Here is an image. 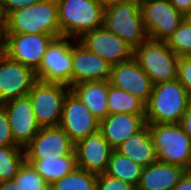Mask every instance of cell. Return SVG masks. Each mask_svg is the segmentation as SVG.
Segmentation results:
<instances>
[{"label":"cell","instance_id":"obj_38","mask_svg":"<svg viewBox=\"0 0 191 190\" xmlns=\"http://www.w3.org/2000/svg\"><path fill=\"white\" fill-rule=\"evenodd\" d=\"M98 1L104 6V8H107L109 6L120 4L130 0H98Z\"/></svg>","mask_w":191,"mask_h":190},{"label":"cell","instance_id":"obj_41","mask_svg":"<svg viewBox=\"0 0 191 190\" xmlns=\"http://www.w3.org/2000/svg\"><path fill=\"white\" fill-rule=\"evenodd\" d=\"M185 18H186V19L189 21V23L191 24V14H188Z\"/></svg>","mask_w":191,"mask_h":190},{"label":"cell","instance_id":"obj_12","mask_svg":"<svg viewBox=\"0 0 191 190\" xmlns=\"http://www.w3.org/2000/svg\"><path fill=\"white\" fill-rule=\"evenodd\" d=\"M37 81L35 71L7 57H0V105L27 96Z\"/></svg>","mask_w":191,"mask_h":190},{"label":"cell","instance_id":"obj_3","mask_svg":"<svg viewBox=\"0 0 191 190\" xmlns=\"http://www.w3.org/2000/svg\"><path fill=\"white\" fill-rule=\"evenodd\" d=\"M61 37L78 39L103 27L104 6L98 0H57Z\"/></svg>","mask_w":191,"mask_h":190},{"label":"cell","instance_id":"obj_26","mask_svg":"<svg viewBox=\"0 0 191 190\" xmlns=\"http://www.w3.org/2000/svg\"><path fill=\"white\" fill-rule=\"evenodd\" d=\"M25 161V151L20 146H0V183L13 180Z\"/></svg>","mask_w":191,"mask_h":190},{"label":"cell","instance_id":"obj_25","mask_svg":"<svg viewBox=\"0 0 191 190\" xmlns=\"http://www.w3.org/2000/svg\"><path fill=\"white\" fill-rule=\"evenodd\" d=\"M142 170L143 167L140 164L113 150L105 173L137 188Z\"/></svg>","mask_w":191,"mask_h":190},{"label":"cell","instance_id":"obj_24","mask_svg":"<svg viewBox=\"0 0 191 190\" xmlns=\"http://www.w3.org/2000/svg\"><path fill=\"white\" fill-rule=\"evenodd\" d=\"M107 107L109 114H146V104L141 99L121 88L113 87L109 81Z\"/></svg>","mask_w":191,"mask_h":190},{"label":"cell","instance_id":"obj_1","mask_svg":"<svg viewBox=\"0 0 191 190\" xmlns=\"http://www.w3.org/2000/svg\"><path fill=\"white\" fill-rule=\"evenodd\" d=\"M4 33L49 34L61 37L57 0H40L34 5L7 13Z\"/></svg>","mask_w":191,"mask_h":190},{"label":"cell","instance_id":"obj_7","mask_svg":"<svg viewBox=\"0 0 191 190\" xmlns=\"http://www.w3.org/2000/svg\"><path fill=\"white\" fill-rule=\"evenodd\" d=\"M70 87L62 83L37 80L28 96L31 99L33 112L38 125L57 127L62 118L63 103Z\"/></svg>","mask_w":191,"mask_h":190},{"label":"cell","instance_id":"obj_19","mask_svg":"<svg viewBox=\"0 0 191 190\" xmlns=\"http://www.w3.org/2000/svg\"><path fill=\"white\" fill-rule=\"evenodd\" d=\"M146 114H108L100 120L99 132L115 150L145 124Z\"/></svg>","mask_w":191,"mask_h":190},{"label":"cell","instance_id":"obj_28","mask_svg":"<svg viewBox=\"0 0 191 190\" xmlns=\"http://www.w3.org/2000/svg\"><path fill=\"white\" fill-rule=\"evenodd\" d=\"M165 42L179 57L191 56V24L189 21L185 18Z\"/></svg>","mask_w":191,"mask_h":190},{"label":"cell","instance_id":"obj_29","mask_svg":"<svg viewBox=\"0 0 191 190\" xmlns=\"http://www.w3.org/2000/svg\"><path fill=\"white\" fill-rule=\"evenodd\" d=\"M13 180L19 184L20 190H49L50 187L34 167L26 161Z\"/></svg>","mask_w":191,"mask_h":190},{"label":"cell","instance_id":"obj_21","mask_svg":"<svg viewBox=\"0 0 191 190\" xmlns=\"http://www.w3.org/2000/svg\"><path fill=\"white\" fill-rule=\"evenodd\" d=\"M115 150L142 167H147L158 161L148 123Z\"/></svg>","mask_w":191,"mask_h":190},{"label":"cell","instance_id":"obj_27","mask_svg":"<svg viewBox=\"0 0 191 190\" xmlns=\"http://www.w3.org/2000/svg\"><path fill=\"white\" fill-rule=\"evenodd\" d=\"M49 190H96V174L76 168L72 173L52 183Z\"/></svg>","mask_w":191,"mask_h":190},{"label":"cell","instance_id":"obj_22","mask_svg":"<svg viewBox=\"0 0 191 190\" xmlns=\"http://www.w3.org/2000/svg\"><path fill=\"white\" fill-rule=\"evenodd\" d=\"M70 90L99 121L109 114L107 107L108 81L78 83L71 86Z\"/></svg>","mask_w":191,"mask_h":190},{"label":"cell","instance_id":"obj_40","mask_svg":"<svg viewBox=\"0 0 191 190\" xmlns=\"http://www.w3.org/2000/svg\"><path fill=\"white\" fill-rule=\"evenodd\" d=\"M3 54V43H0V57L2 56Z\"/></svg>","mask_w":191,"mask_h":190},{"label":"cell","instance_id":"obj_31","mask_svg":"<svg viewBox=\"0 0 191 190\" xmlns=\"http://www.w3.org/2000/svg\"><path fill=\"white\" fill-rule=\"evenodd\" d=\"M177 79L184 86L189 99H191V56L179 58Z\"/></svg>","mask_w":191,"mask_h":190},{"label":"cell","instance_id":"obj_36","mask_svg":"<svg viewBox=\"0 0 191 190\" xmlns=\"http://www.w3.org/2000/svg\"><path fill=\"white\" fill-rule=\"evenodd\" d=\"M173 190H191V171H186Z\"/></svg>","mask_w":191,"mask_h":190},{"label":"cell","instance_id":"obj_30","mask_svg":"<svg viewBox=\"0 0 191 190\" xmlns=\"http://www.w3.org/2000/svg\"><path fill=\"white\" fill-rule=\"evenodd\" d=\"M96 190H137V188L104 172L96 174Z\"/></svg>","mask_w":191,"mask_h":190},{"label":"cell","instance_id":"obj_39","mask_svg":"<svg viewBox=\"0 0 191 190\" xmlns=\"http://www.w3.org/2000/svg\"><path fill=\"white\" fill-rule=\"evenodd\" d=\"M3 39H4V20L0 10V43H3Z\"/></svg>","mask_w":191,"mask_h":190},{"label":"cell","instance_id":"obj_16","mask_svg":"<svg viewBox=\"0 0 191 190\" xmlns=\"http://www.w3.org/2000/svg\"><path fill=\"white\" fill-rule=\"evenodd\" d=\"M109 83L113 87L121 88L138 97L145 104L148 102L153 90L150 77L133 57L111 67Z\"/></svg>","mask_w":191,"mask_h":190},{"label":"cell","instance_id":"obj_34","mask_svg":"<svg viewBox=\"0 0 191 190\" xmlns=\"http://www.w3.org/2000/svg\"><path fill=\"white\" fill-rule=\"evenodd\" d=\"M180 125L182 126L184 132L191 139V99H189L186 111L181 119Z\"/></svg>","mask_w":191,"mask_h":190},{"label":"cell","instance_id":"obj_17","mask_svg":"<svg viewBox=\"0 0 191 190\" xmlns=\"http://www.w3.org/2000/svg\"><path fill=\"white\" fill-rule=\"evenodd\" d=\"M71 57L72 86L83 82L109 81L112 65L88 51L77 40L71 46Z\"/></svg>","mask_w":191,"mask_h":190},{"label":"cell","instance_id":"obj_5","mask_svg":"<svg viewBox=\"0 0 191 190\" xmlns=\"http://www.w3.org/2000/svg\"><path fill=\"white\" fill-rule=\"evenodd\" d=\"M103 27L123 39L133 50L149 38L142 19L140 0L105 8Z\"/></svg>","mask_w":191,"mask_h":190},{"label":"cell","instance_id":"obj_15","mask_svg":"<svg viewBox=\"0 0 191 190\" xmlns=\"http://www.w3.org/2000/svg\"><path fill=\"white\" fill-rule=\"evenodd\" d=\"M8 115L14 143L25 148L40 131L30 97L23 96L1 105Z\"/></svg>","mask_w":191,"mask_h":190},{"label":"cell","instance_id":"obj_13","mask_svg":"<svg viewBox=\"0 0 191 190\" xmlns=\"http://www.w3.org/2000/svg\"><path fill=\"white\" fill-rule=\"evenodd\" d=\"M77 41L112 66L133 57V49L123 39L104 27L85 32Z\"/></svg>","mask_w":191,"mask_h":190},{"label":"cell","instance_id":"obj_10","mask_svg":"<svg viewBox=\"0 0 191 190\" xmlns=\"http://www.w3.org/2000/svg\"><path fill=\"white\" fill-rule=\"evenodd\" d=\"M54 39L49 34L4 33L3 53L35 71Z\"/></svg>","mask_w":191,"mask_h":190},{"label":"cell","instance_id":"obj_37","mask_svg":"<svg viewBox=\"0 0 191 190\" xmlns=\"http://www.w3.org/2000/svg\"><path fill=\"white\" fill-rule=\"evenodd\" d=\"M0 190H20V188L14 180H9L0 183Z\"/></svg>","mask_w":191,"mask_h":190},{"label":"cell","instance_id":"obj_33","mask_svg":"<svg viewBox=\"0 0 191 190\" xmlns=\"http://www.w3.org/2000/svg\"><path fill=\"white\" fill-rule=\"evenodd\" d=\"M39 1L40 0H0V10L4 17L11 11L34 5Z\"/></svg>","mask_w":191,"mask_h":190},{"label":"cell","instance_id":"obj_8","mask_svg":"<svg viewBox=\"0 0 191 190\" xmlns=\"http://www.w3.org/2000/svg\"><path fill=\"white\" fill-rule=\"evenodd\" d=\"M75 40L60 37L51 42L35 70L37 80L72 86L71 46Z\"/></svg>","mask_w":191,"mask_h":190},{"label":"cell","instance_id":"obj_14","mask_svg":"<svg viewBox=\"0 0 191 190\" xmlns=\"http://www.w3.org/2000/svg\"><path fill=\"white\" fill-rule=\"evenodd\" d=\"M75 144L60 127H42L24 148L25 159H56L76 155Z\"/></svg>","mask_w":191,"mask_h":190},{"label":"cell","instance_id":"obj_32","mask_svg":"<svg viewBox=\"0 0 191 190\" xmlns=\"http://www.w3.org/2000/svg\"><path fill=\"white\" fill-rule=\"evenodd\" d=\"M16 145L6 110L0 105V146Z\"/></svg>","mask_w":191,"mask_h":190},{"label":"cell","instance_id":"obj_20","mask_svg":"<svg viewBox=\"0 0 191 190\" xmlns=\"http://www.w3.org/2000/svg\"><path fill=\"white\" fill-rule=\"evenodd\" d=\"M187 170L157 161L143 167L137 190H173Z\"/></svg>","mask_w":191,"mask_h":190},{"label":"cell","instance_id":"obj_18","mask_svg":"<svg viewBox=\"0 0 191 190\" xmlns=\"http://www.w3.org/2000/svg\"><path fill=\"white\" fill-rule=\"evenodd\" d=\"M113 150L99 131L89 135L75 144L77 168L95 174L104 173Z\"/></svg>","mask_w":191,"mask_h":190},{"label":"cell","instance_id":"obj_9","mask_svg":"<svg viewBox=\"0 0 191 190\" xmlns=\"http://www.w3.org/2000/svg\"><path fill=\"white\" fill-rule=\"evenodd\" d=\"M140 4L149 39L166 41L185 19L168 0H140Z\"/></svg>","mask_w":191,"mask_h":190},{"label":"cell","instance_id":"obj_35","mask_svg":"<svg viewBox=\"0 0 191 190\" xmlns=\"http://www.w3.org/2000/svg\"><path fill=\"white\" fill-rule=\"evenodd\" d=\"M184 17L191 14V0H168Z\"/></svg>","mask_w":191,"mask_h":190},{"label":"cell","instance_id":"obj_23","mask_svg":"<svg viewBox=\"0 0 191 190\" xmlns=\"http://www.w3.org/2000/svg\"><path fill=\"white\" fill-rule=\"evenodd\" d=\"M34 169L51 185L77 168L76 155H66L56 159H26Z\"/></svg>","mask_w":191,"mask_h":190},{"label":"cell","instance_id":"obj_4","mask_svg":"<svg viewBox=\"0 0 191 190\" xmlns=\"http://www.w3.org/2000/svg\"><path fill=\"white\" fill-rule=\"evenodd\" d=\"M148 124L158 161L191 171V139L180 123Z\"/></svg>","mask_w":191,"mask_h":190},{"label":"cell","instance_id":"obj_11","mask_svg":"<svg viewBox=\"0 0 191 190\" xmlns=\"http://www.w3.org/2000/svg\"><path fill=\"white\" fill-rule=\"evenodd\" d=\"M100 121L79 98L69 90L66 94L60 127L74 144L99 131Z\"/></svg>","mask_w":191,"mask_h":190},{"label":"cell","instance_id":"obj_2","mask_svg":"<svg viewBox=\"0 0 191 190\" xmlns=\"http://www.w3.org/2000/svg\"><path fill=\"white\" fill-rule=\"evenodd\" d=\"M189 97L178 79L153 85L146 103V123H180Z\"/></svg>","mask_w":191,"mask_h":190},{"label":"cell","instance_id":"obj_6","mask_svg":"<svg viewBox=\"0 0 191 190\" xmlns=\"http://www.w3.org/2000/svg\"><path fill=\"white\" fill-rule=\"evenodd\" d=\"M133 58L150 77L153 85L177 79L179 56L165 41L147 39L133 50Z\"/></svg>","mask_w":191,"mask_h":190}]
</instances>
